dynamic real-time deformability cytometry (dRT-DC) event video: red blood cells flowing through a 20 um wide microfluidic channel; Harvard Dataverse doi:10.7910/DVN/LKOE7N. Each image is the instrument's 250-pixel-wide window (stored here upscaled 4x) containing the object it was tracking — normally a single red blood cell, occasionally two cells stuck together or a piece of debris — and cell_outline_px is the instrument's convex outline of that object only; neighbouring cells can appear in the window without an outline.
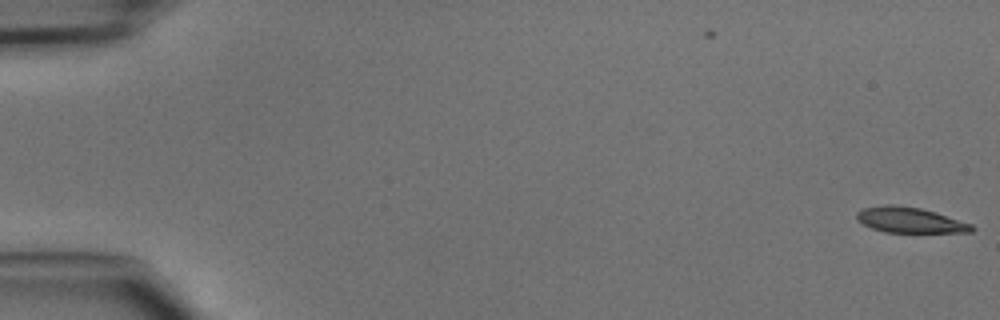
{"species": "common noctule bat (a hibernating species)", "species_latin": "Nyctalus noctula", "temperature_condition": "cold", "stored_images_in_passage": 48, "camera_frame_rate_fps": 3000, "um_per_image_px": 0.085, "animal": {"sex": "male", "body_mass_g": 15.6}, "frame": {"image": 1, "passage_image": 1, "time_ms": 0.0, "image_size_px": [1000, 320], "cell_outline_px": [[976, 228], [972, 232], [884, 232], [872, 228], [856, 220], [856, 212], [864, 208], [884, 204], [896, 204], [920, 208], [936, 212], [972, 224]], "centroid_in_image_um": [77.33, 18.7], "position_along_channel_um": 7.7, "area_um2": 17.17}}
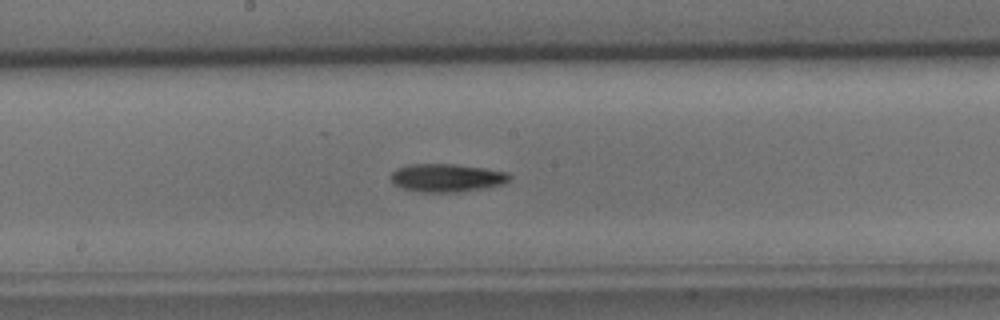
{"frame": {"image": 2, "passage_image": 26, "time_ms": 8.333, "image_size_px": [1000, 320], "cell_outline_px": [[512, 176], [504, 184], [484, 188], [456, 192], [420, 192], [404, 188], [392, 184], [388, 176], [396, 168], [408, 164], [456, 164], [484, 168], [508, 172]], "centroid_in_image_um": [37.94, 15.11], "position_along_channel_um": 210.3, "area_um2": 19.65}}
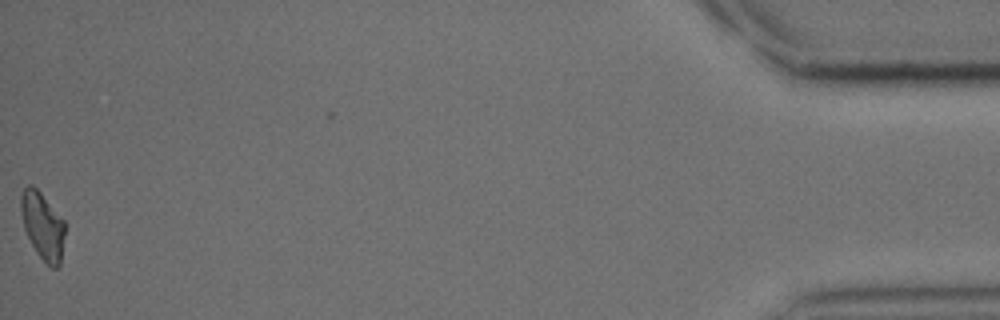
{"frame": {"image": 3, "passage_image": 48, "time_ms": 15.667, "image_size_px": [1000, 320], "cell_outline_px": [[64, 236], [60, 264], [56, 268], [52, 268], [36, 252], [24, 228], [20, 208], [20, 196], [24, 188], [28, 184], [32, 184], [40, 192], [64, 220]], "centroid_in_image_um": [3.61, 19.16], "position_along_channel_um": 431.6, "area_um2": 16.99}}